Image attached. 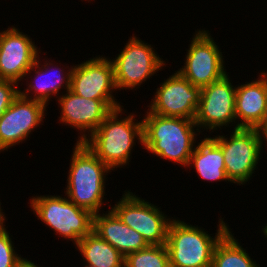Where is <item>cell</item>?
Returning <instances> with one entry per match:
<instances>
[{
	"label": "cell",
	"mask_w": 267,
	"mask_h": 267,
	"mask_svg": "<svg viewBox=\"0 0 267 267\" xmlns=\"http://www.w3.org/2000/svg\"><path fill=\"white\" fill-rule=\"evenodd\" d=\"M10 233L5 228L0 231V267H14L22 258L14 250V244Z\"/></svg>",
	"instance_id": "cell-23"
},
{
	"label": "cell",
	"mask_w": 267,
	"mask_h": 267,
	"mask_svg": "<svg viewBox=\"0 0 267 267\" xmlns=\"http://www.w3.org/2000/svg\"><path fill=\"white\" fill-rule=\"evenodd\" d=\"M14 81L0 79V117L20 94Z\"/></svg>",
	"instance_id": "cell-24"
},
{
	"label": "cell",
	"mask_w": 267,
	"mask_h": 267,
	"mask_svg": "<svg viewBox=\"0 0 267 267\" xmlns=\"http://www.w3.org/2000/svg\"><path fill=\"white\" fill-rule=\"evenodd\" d=\"M245 83L236 85L237 129H257L267 112V71L261 72L256 80Z\"/></svg>",
	"instance_id": "cell-17"
},
{
	"label": "cell",
	"mask_w": 267,
	"mask_h": 267,
	"mask_svg": "<svg viewBox=\"0 0 267 267\" xmlns=\"http://www.w3.org/2000/svg\"><path fill=\"white\" fill-rule=\"evenodd\" d=\"M257 129H258V132H259V135L261 138V150L263 151V143L266 142L265 144H267V123H262ZM265 146H267V145H265Z\"/></svg>",
	"instance_id": "cell-25"
},
{
	"label": "cell",
	"mask_w": 267,
	"mask_h": 267,
	"mask_svg": "<svg viewBox=\"0 0 267 267\" xmlns=\"http://www.w3.org/2000/svg\"><path fill=\"white\" fill-rule=\"evenodd\" d=\"M156 88L148 111L160 116L194 120L199 107L201 88L193 86L178 71Z\"/></svg>",
	"instance_id": "cell-12"
},
{
	"label": "cell",
	"mask_w": 267,
	"mask_h": 267,
	"mask_svg": "<svg viewBox=\"0 0 267 267\" xmlns=\"http://www.w3.org/2000/svg\"><path fill=\"white\" fill-rule=\"evenodd\" d=\"M14 267H40V266L22 257Z\"/></svg>",
	"instance_id": "cell-26"
},
{
	"label": "cell",
	"mask_w": 267,
	"mask_h": 267,
	"mask_svg": "<svg viewBox=\"0 0 267 267\" xmlns=\"http://www.w3.org/2000/svg\"><path fill=\"white\" fill-rule=\"evenodd\" d=\"M74 146L65 197L92 214L99 213L106 196V175L112 170L84 142H76Z\"/></svg>",
	"instance_id": "cell-3"
},
{
	"label": "cell",
	"mask_w": 267,
	"mask_h": 267,
	"mask_svg": "<svg viewBox=\"0 0 267 267\" xmlns=\"http://www.w3.org/2000/svg\"><path fill=\"white\" fill-rule=\"evenodd\" d=\"M85 266L84 267H96L94 265H91V264H84Z\"/></svg>",
	"instance_id": "cell-29"
},
{
	"label": "cell",
	"mask_w": 267,
	"mask_h": 267,
	"mask_svg": "<svg viewBox=\"0 0 267 267\" xmlns=\"http://www.w3.org/2000/svg\"><path fill=\"white\" fill-rule=\"evenodd\" d=\"M263 228H262V231L261 232H263V234L265 235V238L267 239V223H266V225L265 226H262Z\"/></svg>",
	"instance_id": "cell-28"
},
{
	"label": "cell",
	"mask_w": 267,
	"mask_h": 267,
	"mask_svg": "<svg viewBox=\"0 0 267 267\" xmlns=\"http://www.w3.org/2000/svg\"><path fill=\"white\" fill-rule=\"evenodd\" d=\"M2 211L3 209H1V202H0V231L6 228V225L4 224L6 220V216H5V213Z\"/></svg>",
	"instance_id": "cell-27"
},
{
	"label": "cell",
	"mask_w": 267,
	"mask_h": 267,
	"mask_svg": "<svg viewBox=\"0 0 267 267\" xmlns=\"http://www.w3.org/2000/svg\"><path fill=\"white\" fill-rule=\"evenodd\" d=\"M124 267H170L169 255L164 245H149L147 248L128 254Z\"/></svg>",
	"instance_id": "cell-22"
},
{
	"label": "cell",
	"mask_w": 267,
	"mask_h": 267,
	"mask_svg": "<svg viewBox=\"0 0 267 267\" xmlns=\"http://www.w3.org/2000/svg\"><path fill=\"white\" fill-rule=\"evenodd\" d=\"M72 66L70 90L82 97L111 102L123 107L114 97V67L110 58L99 56Z\"/></svg>",
	"instance_id": "cell-11"
},
{
	"label": "cell",
	"mask_w": 267,
	"mask_h": 267,
	"mask_svg": "<svg viewBox=\"0 0 267 267\" xmlns=\"http://www.w3.org/2000/svg\"><path fill=\"white\" fill-rule=\"evenodd\" d=\"M46 107L40 101L26 99L19 94L0 117V152L27 140L35 128L43 125Z\"/></svg>",
	"instance_id": "cell-13"
},
{
	"label": "cell",
	"mask_w": 267,
	"mask_h": 267,
	"mask_svg": "<svg viewBox=\"0 0 267 267\" xmlns=\"http://www.w3.org/2000/svg\"><path fill=\"white\" fill-rule=\"evenodd\" d=\"M58 97L61 110L59 121L80 130L77 142H84L115 109L111 102L89 99L73 93L70 89ZM87 131V132H86ZM82 133V134H81ZM88 133V134H87Z\"/></svg>",
	"instance_id": "cell-14"
},
{
	"label": "cell",
	"mask_w": 267,
	"mask_h": 267,
	"mask_svg": "<svg viewBox=\"0 0 267 267\" xmlns=\"http://www.w3.org/2000/svg\"><path fill=\"white\" fill-rule=\"evenodd\" d=\"M122 108L113 110L84 141L88 148L111 170L129 165L130 154L137 139L138 143L143 145L142 120L136 122L134 118L136 116L132 113L120 118L123 113Z\"/></svg>",
	"instance_id": "cell-2"
},
{
	"label": "cell",
	"mask_w": 267,
	"mask_h": 267,
	"mask_svg": "<svg viewBox=\"0 0 267 267\" xmlns=\"http://www.w3.org/2000/svg\"><path fill=\"white\" fill-rule=\"evenodd\" d=\"M223 219L219 218L214 237L198 225L195 227L178 218L172 219L165 243L170 267H211L214 248L230 229Z\"/></svg>",
	"instance_id": "cell-4"
},
{
	"label": "cell",
	"mask_w": 267,
	"mask_h": 267,
	"mask_svg": "<svg viewBox=\"0 0 267 267\" xmlns=\"http://www.w3.org/2000/svg\"><path fill=\"white\" fill-rule=\"evenodd\" d=\"M35 42L19 28L8 27L0 32V79L17 84L35 63L39 52ZM38 48V49H37Z\"/></svg>",
	"instance_id": "cell-15"
},
{
	"label": "cell",
	"mask_w": 267,
	"mask_h": 267,
	"mask_svg": "<svg viewBox=\"0 0 267 267\" xmlns=\"http://www.w3.org/2000/svg\"><path fill=\"white\" fill-rule=\"evenodd\" d=\"M230 132V138L224 134L209 137L222 149L229 181L244 185L252 179V174L258 169L262 152L261 138L258 129L239 128Z\"/></svg>",
	"instance_id": "cell-6"
},
{
	"label": "cell",
	"mask_w": 267,
	"mask_h": 267,
	"mask_svg": "<svg viewBox=\"0 0 267 267\" xmlns=\"http://www.w3.org/2000/svg\"><path fill=\"white\" fill-rule=\"evenodd\" d=\"M142 124L143 147L147 152L182 167L188 166L195 143L198 142L196 137L200 135L194 120L160 116L147 110Z\"/></svg>",
	"instance_id": "cell-1"
},
{
	"label": "cell",
	"mask_w": 267,
	"mask_h": 267,
	"mask_svg": "<svg viewBox=\"0 0 267 267\" xmlns=\"http://www.w3.org/2000/svg\"><path fill=\"white\" fill-rule=\"evenodd\" d=\"M262 123H267V112H266V116L264 118V121Z\"/></svg>",
	"instance_id": "cell-30"
},
{
	"label": "cell",
	"mask_w": 267,
	"mask_h": 267,
	"mask_svg": "<svg viewBox=\"0 0 267 267\" xmlns=\"http://www.w3.org/2000/svg\"><path fill=\"white\" fill-rule=\"evenodd\" d=\"M195 146L188 168H195L198 176L205 181H229L226 175L222 149L208 136Z\"/></svg>",
	"instance_id": "cell-19"
},
{
	"label": "cell",
	"mask_w": 267,
	"mask_h": 267,
	"mask_svg": "<svg viewBox=\"0 0 267 267\" xmlns=\"http://www.w3.org/2000/svg\"><path fill=\"white\" fill-rule=\"evenodd\" d=\"M30 206L38 220L54 230V234L75 245L93 230V214L76 206L67 197L36 195L32 196Z\"/></svg>",
	"instance_id": "cell-5"
},
{
	"label": "cell",
	"mask_w": 267,
	"mask_h": 267,
	"mask_svg": "<svg viewBox=\"0 0 267 267\" xmlns=\"http://www.w3.org/2000/svg\"><path fill=\"white\" fill-rule=\"evenodd\" d=\"M235 96L236 86L232 85L228 74L201 88L199 107L194 119L200 133L203 132L201 128L214 132L219 128L222 130L234 126L233 124V130L237 129Z\"/></svg>",
	"instance_id": "cell-10"
},
{
	"label": "cell",
	"mask_w": 267,
	"mask_h": 267,
	"mask_svg": "<svg viewBox=\"0 0 267 267\" xmlns=\"http://www.w3.org/2000/svg\"><path fill=\"white\" fill-rule=\"evenodd\" d=\"M39 56L40 55L38 54L35 63L25 74V77L29 76L28 78H31L30 75L32 74V72H34V76L33 78H31L32 83L26 81L28 83H26L27 88H25L23 91L20 89L19 92L23 98L40 101L48 106L51 97H53L54 95L56 96L55 99L58 98V94H60L62 88L66 91L70 89L72 67H70V69L68 68L69 66H66L69 70H64L63 68L61 69L58 67V63L54 64L55 62L53 60H51L50 62V60L47 61V59L46 61L44 59V63L41 64L42 62L39 59ZM52 69L56 70L54 71V74L53 72H51L53 71ZM50 74L53 75V78H50ZM32 79L35 82H33Z\"/></svg>",
	"instance_id": "cell-16"
},
{
	"label": "cell",
	"mask_w": 267,
	"mask_h": 267,
	"mask_svg": "<svg viewBox=\"0 0 267 267\" xmlns=\"http://www.w3.org/2000/svg\"><path fill=\"white\" fill-rule=\"evenodd\" d=\"M83 262L96 267H124L125 257L93 230L76 244Z\"/></svg>",
	"instance_id": "cell-20"
},
{
	"label": "cell",
	"mask_w": 267,
	"mask_h": 267,
	"mask_svg": "<svg viewBox=\"0 0 267 267\" xmlns=\"http://www.w3.org/2000/svg\"><path fill=\"white\" fill-rule=\"evenodd\" d=\"M184 66L178 72L193 86L203 88L222 79L226 74L224 56L209 30L195 31Z\"/></svg>",
	"instance_id": "cell-9"
},
{
	"label": "cell",
	"mask_w": 267,
	"mask_h": 267,
	"mask_svg": "<svg viewBox=\"0 0 267 267\" xmlns=\"http://www.w3.org/2000/svg\"><path fill=\"white\" fill-rule=\"evenodd\" d=\"M116 89L140 88L143 82L166 66L151 44L136 35L130 37L125 47L112 60Z\"/></svg>",
	"instance_id": "cell-7"
},
{
	"label": "cell",
	"mask_w": 267,
	"mask_h": 267,
	"mask_svg": "<svg viewBox=\"0 0 267 267\" xmlns=\"http://www.w3.org/2000/svg\"><path fill=\"white\" fill-rule=\"evenodd\" d=\"M93 231L124 257L149 246L141 234L123 223L111 209L102 215L93 214Z\"/></svg>",
	"instance_id": "cell-18"
},
{
	"label": "cell",
	"mask_w": 267,
	"mask_h": 267,
	"mask_svg": "<svg viewBox=\"0 0 267 267\" xmlns=\"http://www.w3.org/2000/svg\"><path fill=\"white\" fill-rule=\"evenodd\" d=\"M240 244L229 229L214 248L211 267H260Z\"/></svg>",
	"instance_id": "cell-21"
},
{
	"label": "cell",
	"mask_w": 267,
	"mask_h": 267,
	"mask_svg": "<svg viewBox=\"0 0 267 267\" xmlns=\"http://www.w3.org/2000/svg\"><path fill=\"white\" fill-rule=\"evenodd\" d=\"M110 209L119 219L143 236L149 245H164L172 218L157 205L145 201L129 190Z\"/></svg>",
	"instance_id": "cell-8"
}]
</instances>
